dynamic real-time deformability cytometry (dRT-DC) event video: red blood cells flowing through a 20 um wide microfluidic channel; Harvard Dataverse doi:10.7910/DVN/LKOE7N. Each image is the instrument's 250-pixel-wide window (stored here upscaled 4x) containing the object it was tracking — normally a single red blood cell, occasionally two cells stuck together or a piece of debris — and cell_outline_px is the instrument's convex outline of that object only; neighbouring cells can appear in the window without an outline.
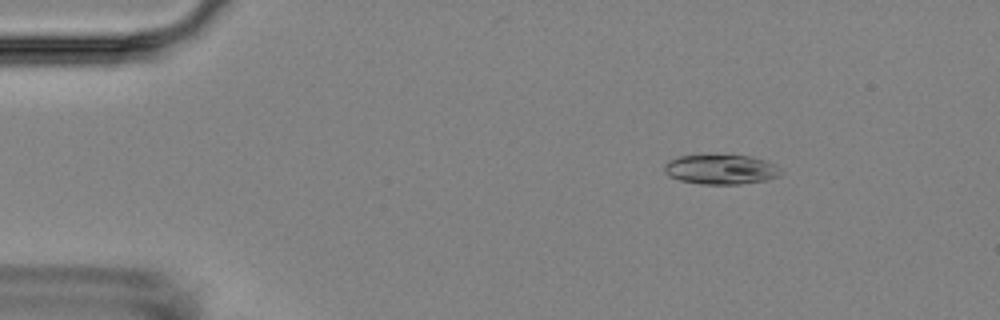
{"species": "Egyptian fruit bat (a non-hibernating species)", "species_latin": "Rousettus aegyptiacus", "temperature_condition": "room temperature", "stored_images_in_passage": 5, "camera_frame_rate_fps": 3000, "um_per_image_px": 0.085, "animal": {"sex": "female"}, "frame": {"image": 1, "passage_image": 2, "time_ms": 1.0, "image_size_px": [1000, 320], "cell_outline_px": [[784, 172], [780, 176], [764, 180], [740, 184], [700, 184], [680, 180], [668, 176], [664, 172], [664, 164], [668, 160], [680, 156], [748, 156], [764, 160], [776, 164]], "centroid_in_image_um": [61.28, 14.41], "position_along_channel_um": 23.7, "area_um2": 20.06}}